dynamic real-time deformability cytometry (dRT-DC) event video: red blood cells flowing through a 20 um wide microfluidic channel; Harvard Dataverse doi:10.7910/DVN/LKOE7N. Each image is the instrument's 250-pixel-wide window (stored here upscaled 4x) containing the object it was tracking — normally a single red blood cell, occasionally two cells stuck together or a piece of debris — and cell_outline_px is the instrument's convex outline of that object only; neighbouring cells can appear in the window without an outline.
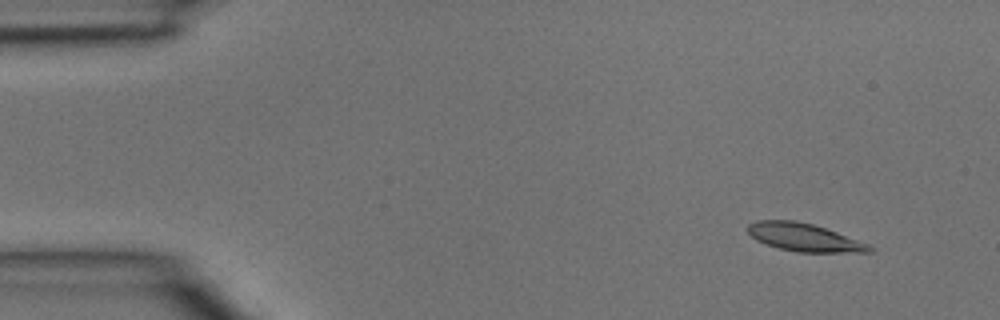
{"species": "common noctule bat (a hibernating species)", "species_latin": "Nyctalus noctula", "temperature_condition": "room temperature", "stored_images_in_passage": 4, "camera_frame_rate_fps": 3000, "um_per_image_px": 0.085, "animal": {"sex": "male", "body_mass_g": 15.6}, "frame": {"image": 1, "passage_image": 2, "time_ms": 0.333, "image_size_px": [1000, 320], "cell_outline_px": [[876, 248], [872, 252], [796, 252], [780, 248], [756, 240], [748, 232], [748, 224], [756, 220], [796, 220], [812, 224], [836, 232], [868, 244]], "centroid_in_image_um": [68.36, 20.17], "position_along_channel_um": 16.6, "area_um2": 19.59}}
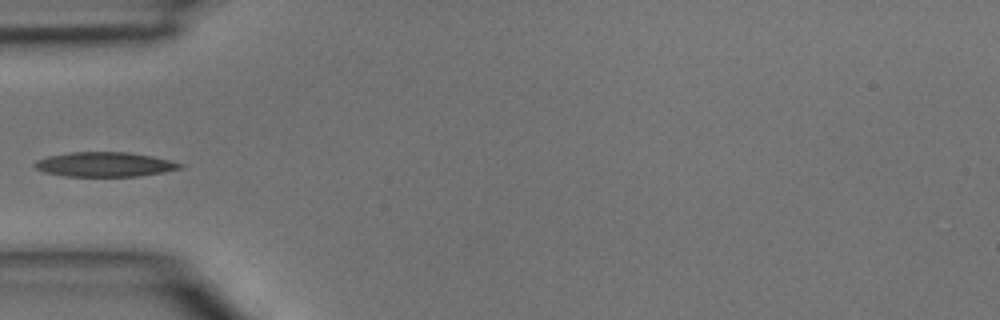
{"frame": {"image": 2, "passage_image": 4, "time_ms": 1.0, "image_size_px": [1000, 320], "cell_outline_px": [[184, 168], [164, 172], [136, 176], [64, 176], [44, 172], [36, 168], [32, 164], [36, 160], [48, 156], [72, 152], [128, 152], [152, 156], [184, 164]], "centroid_in_image_um": [8.9, 13.97], "position_along_channel_um": 76.1, "area_um2": 20.81}}